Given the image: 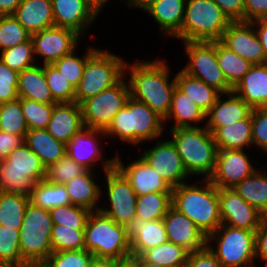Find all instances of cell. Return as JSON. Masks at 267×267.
<instances>
[{"label": "cell", "instance_id": "30", "mask_svg": "<svg viewBox=\"0 0 267 267\" xmlns=\"http://www.w3.org/2000/svg\"><path fill=\"white\" fill-rule=\"evenodd\" d=\"M170 119H174L175 122L170 129L199 127L196 123L206 121V113L188 95L175 87L170 110L163 121L167 122Z\"/></svg>", "mask_w": 267, "mask_h": 267}, {"label": "cell", "instance_id": "21", "mask_svg": "<svg viewBox=\"0 0 267 267\" xmlns=\"http://www.w3.org/2000/svg\"><path fill=\"white\" fill-rule=\"evenodd\" d=\"M116 153L115 167L126 177L137 196L152 192H172V187L149 164L139 156L127 166Z\"/></svg>", "mask_w": 267, "mask_h": 267}, {"label": "cell", "instance_id": "3", "mask_svg": "<svg viewBox=\"0 0 267 267\" xmlns=\"http://www.w3.org/2000/svg\"><path fill=\"white\" fill-rule=\"evenodd\" d=\"M163 119L147 104L129 97L126 105L114 116L105 130L107 137H116L121 141L138 145L154 141L162 136Z\"/></svg>", "mask_w": 267, "mask_h": 267}, {"label": "cell", "instance_id": "36", "mask_svg": "<svg viewBox=\"0 0 267 267\" xmlns=\"http://www.w3.org/2000/svg\"><path fill=\"white\" fill-rule=\"evenodd\" d=\"M216 57L227 83L234 88L253 64L216 41Z\"/></svg>", "mask_w": 267, "mask_h": 267}, {"label": "cell", "instance_id": "63", "mask_svg": "<svg viewBox=\"0 0 267 267\" xmlns=\"http://www.w3.org/2000/svg\"><path fill=\"white\" fill-rule=\"evenodd\" d=\"M134 264L135 267H165L158 264H153L146 261L142 256H131L129 258Z\"/></svg>", "mask_w": 267, "mask_h": 267}, {"label": "cell", "instance_id": "64", "mask_svg": "<svg viewBox=\"0 0 267 267\" xmlns=\"http://www.w3.org/2000/svg\"><path fill=\"white\" fill-rule=\"evenodd\" d=\"M22 267H51V265L47 261H31L24 263Z\"/></svg>", "mask_w": 267, "mask_h": 267}, {"label": "cell", "instance_id": "9", "mask_svg": "<svg viewBox=\"0 0 267 267\" xmlns=\"http://www.w3.org/2000/svg\"><path fill=\"white\" fill-rule=\"evenodd\" d=\"M255 233L221 224L207 236V247L224 267H256ZM214 240L216 248L210 243Z\"/></svg>", "mask_w": 267, "mask_h": 267}, {"label": "cell", "instance_id": "49", "mask_svg": "<svg viewBox=\"0 0 267 267\" xmlns=\"http://www.w3.org/2000/svg\"><path fill=\"white\" fill-rule=\"evenodd\" d=\"M19 230L0 225V262L23 265L20 252Z\"/></svg>", "mask_w": 267, "mask_h": 267}, {"label": "cell", "instance_id": "28", "mask_svg": "<svg viewBox=\"0 0 267 267\" xmlns=\"http://www.w3.org/2000/svg\"><path fill=\"white\" fill-rule=\"evenodd\" d=\"M37 64L24 69L18 75V98L34 100L40 103H57L51 94L44 75V65Z\"/></svg>", "mask_w": 267, "mask_h": 267}, {"label": "cell", "instance_id": "52", "mask_svg": "<svg viewBox=\"0 0 267 267\" xmlns=\"http://www.w3.org/2000/svg\"><path fill=\"white\" fill-rule=\"evenodd\" d=\"M18 75L17 71L9 68L0 59V103L18 99Z\"/></svg>", "mask_w": 267, "mask_h": 267}, {"label": "cell", "instance_id": "51", "mask_svg": "<svg viewBox=\"0 0 267 267\" xmlns=\"http://www.w3.org/2000/svg\"><path fill=\"white\" fill-rule=\"evenodd\" d=\"M94 256L85 249L52 252L47 258L51 267H88Z\"/></svg>", "mask_w": 267, "mask_h": 267}, {"label": "cell", "instance_id": "39", "mask_svg": "<svg viewBox=\"0 0 267 267\" xmlns=\"http://www.w3.org/2000/svg\"><path fill=\"white\" fill-rule=\"evenodd\" d=\"M171 204L172 192H152L137 196L136 216L146 222L163 219Z\"/></svg>", "mask_w": 267, "mask_h": 267}, {"label": "cell", "instance_id": "40", "mask_svg": "<svg viewBox=\"0 0 267 267\" xmlns=\"http://www.w3.org/2000/svg\"><path fill=\"white\" fill-rule=\"evenodd\" d=\"M189 252L172 242L148 249L141 256L148 262L165 267H185Z\"/></svg>", "mask_w": 267, "mask_h": 267}, {"label": "cell", "instance_id": "37", "mask_svg": "<svg viewBox=\"0 0 267 267\" xmlns=\"http://www.w3.org/2000/svg\"><path fill=\"white\" fill-rule=\"evenodd\" d=\"M30 202L46 210L71 204L64 184L50 183L45 179L34 184L30 195Z\"/></svg>", "mask_w": 267, "mask_h": 267}, {"label": "cell", "instance_id": "42", "mask_svg": "<svg viewBox=\"0 0 267 267\" xmlns=\"http://www.w3.org/2000/svg\"><path fill=\"white\" fill-rule=\"evenodd\" d=\"M28 130L21 107V98L0 103V131L14 135H26Z\"/></svg>", "mask_w": 267, "mask_h": 267}, {"label": "cell", "instance_id": "31", "mask_svg": "<svg viewBox=\"0 0 267 267\" xmlns=\"http://www.w3.org/2000/svg\"><path fill=\"white\" fill-rule=\"evenodd\" d=\"M94 171L88 170L83 175L64 184L71 204L84 207L89 211L99 210L98 201L103 196L101 187L94 181Z\"/></svg>", "mask_w": 267, "mask_h": 267}, {"label": "cell", "instance_id": "67", "mask_svg": "<svg viewBox=\"0 0 267 267\" xmlns=\"http://www.w3.org/2000/svg\"><path fill=\"white\" fill-rule=\"evenodd\" d=\"M0 267H22V265H16L12 263H1L0 262Z\"/></svg>", "mask_w": 267, "mask_h": 267}, {"label": "cell", "instance_id": "62", "mask_svg": "<svg viewBox=\"0 0 267 267\" xmlns=\"http://www.w3.org/2000/svg\"><path fill=\"white\" fill-rule=\"evenodd\" d=\"M128 4V7H137L141 10L146 11L151 7L157 0H124Z\"/></svg>", "mask_w": 267, "mask_h": 267}, {"label": "cell", "instance_id": "5", "mask_svg": "<svg viewBox=\"0 0 267 267\" xmlns=\"http://www.w3.org/2000/svg\"><path fill=\"white\" fill-rule=\"evenodd\" d=\"M84 239L85 250L96 258L124 261L132 256L127 226L116 223L100 210L91 211Z\"/></svg>", "mask_w": 267, "mask_h": 267}, {"label": "cell", "instance_id": "53", "mask_svg": "<svg viewBox=\"0 0 267 267\" xmlns=\"http://www.w3.org/2000/svg\"><path fill=\"white\" fill-rule=\"evenodd\" d=\"M251 123L253 145L267 153V108H253Z\"/></svg>", "mask_w": 267, "mask_h": 267}, {"label": "cell", "instance_id": "46", "mask_svg": "<svg viewBox=\"0 0 267 267\" xmlns=\"http://www.w3.org/2000/svg\"><path fill=\"white\" fill-rule=\"evenodd\" d=\"M88 171L87 168L72 160L67 154L46 169L45 180L50 183L65 184Z\"/></svg>", "mask_w": 267, "mask_h": 267}, {"label": "cell", "instance_id": "33", "mask_svg": "<svg viewBox=\"0 0 267 267\" xmlns=\"http://www.w3.org/2000/svg\"><path fill=\"white\" fill-rule=\"evenodd\" d=\"M251 115L247 119L236 121L218 128L214 141L218 150H243L253 145Z\"/></svg>", "mask_w": 267, "mask_h": 267}, {"label": "cell", "instance_id": "15", "mask_svg": "<svg viewBox=\"0 0 267 267\" xmlns=\"http://www.w3.org/2000/svg\"><path fill=\"white\" fill-rule=\"evenodd\" d=\"M100 135H102L101 138L106 137L105 131L83 127L66 144V154L88 170H94L95 165H97L95 162L98 160H101L104 172L113 169L115 167V156L108 160L102 158L103 154L98 146L101 141H99V138L97 139Z\"/></svg>", "mask_w": 267, "mask_h": 267}, {"label": "cell", "instance_id": "26", "mask_svg": "<svg viewBox=\"0 0 267 267\" xmlns=\"http://www.w3.org/2000/svg\"><path fill=\"white\" fill-rule=\"evenodd\" d=\"M232 91L252 108H267V63L254 64Z\"/></svg>", "mask_w": 267, "mask_h": 267}, {"label": "cell", "instance_id": "24", "mask_svg": "<svg viewBox=\"0 0 267 267\" xmlns=\"http://www.w3.org/2000/svg\"><path fill=\"white\" fill-rule=\"evenodd\" d=\"M127 235L133 256H141L148 249L168 242L163 219L146 222L135 216L127 225Z\"/></svg>", "mask_w": 267, "mask_h": 267}, {"label": "cell", "instance_id": "14", "mask_svg": "<svg viewBox=\"0 0 267 267\" xmlns=\"http://www.w3.org/2000/svg\"><path fill=\"white\" fill-rule=\"evenodd\" d=\"M156 142L154 147L143 151L140 156L173 188L187 183V173L174 143L170 140Z\"/></svg>", "mask_w": 267, "mask_h": 267}, {"label": "cell", "instance_id": "66", "mask_svg": "<svg viewBox=\"0 0 267 267\" xmlns=\"http://www.w3.org/2000/svg\"><path fill=\"white\" fill-rule=\"evenodd\" d=\"M116 267H135V264L130 260H124V261H120Z\"/></svg>", "mask_w": 267, "mask_h": 267}, {"label": "cell", "instance_id": "19", "mask_svg": "<svg viewBox=\"0 0 267 267\" xmlns=\"http://www.w3.org/2000/svg\"><path fill=\"white\" fill-rule=\"evenodd\" d=\"M219 41L253 65L267 63L252 22H231Z\"/></svg>", "mask_w": 267, "mask_h": 267}, {"label": "cell", "instance_id": "56", "mask_svg": "<svg viewBox=\"0 0 267 267\" xmlns=\"http://www.w3.org/2000/svg\"><path fill=\"white\" fill-rule=\"evenodd\" d=\"M267 18V0H245L244 21Z\"/></svg>", "mask_w": 267, "mask_h": 267}, {"label": "cell", "instance_id": "34", "mask_svg": "<svg viewBox=\"0 0 267 267\" xmlns=\"http://www.w3.org/2000/svg\"><path fill=\"white\" fill-rule=\"evenodd\" d=\"M176 87L188 95L205 113L215 104L221 94L202 80L185 73L182 69L175 75Z\"/></svg>", "mask_w": 267, "mask_h": 267}, {"label": "cell", "instance_id": "59", "mask_svg": "<svg viewBox=\"0 0 267 267\" xmlns=\"http://www.w3.org/2000/svg\"><path fill=\"white\" fill-rule=\"evenodd\" d=\"M267 60V18L252 21Z\"/></svg>", "mask_w": 267, "mask_h": 267}, {"label": "cell", "instance_id": "47", "mask_svg": "<svg viewBox=\"0 0 267 267\" xmlns=\"http://www.w3.org/2000/svg\"><path fill=\"white\" fill-rule=\"evenodd\" d=\"M31 34L18 22L14 15L0 16V50L28 41Z\"/></svg>", "mask_w": 267, "mask_h": 267}, {"label": "cell", "instance_id": "48", "mask_svg": "<svg viewBox=\"0 0 267 267\" xmlns=\"http://www.w3.org/2000/svg\"><path fill=\"white\" fill-rule=\"evenodd\" d=\"M55 104L40 103L21 98V107L28 129H46Z\"/></svg>", "mask_w": 267, "mask_h": 267}, {"label": "cell", "instance_id": "20", "mask_svg": "<svg viewBox=\"0 0 267 267\" xmlns=\"http://www.w3.org/2000/svg\"><path fill=\"white\" fill-rule=\"evenodd\" d=\"M54 25L75 31L81 37L101 13L89 0H51Z\"/></svg>", "mask_w": 267, "mask_h": 267}, {"label": "cell", "instance_id": "43", "mask_svg": "<svg viewBox=\"0 0 267 267\" xmlns=\"http://www.w3.org/2000/svg\"><path fill=\"white\" fill-rule=\"evenodd\" d=\"M1 61L18 73L36 65L32 38L0 53Z\"/></svg>", "mask_w": 267, "mask_h": 267}, {"label": "cell", "instance_id": "23", "mask_svg": "<svg viewBox=\"0 0 267 267\" xmlns=\"http://www.w3.org/2000/svg\"><path fill=\"white\" fill-rule=\"evenodd\" d=\"M223 95L227 99L221 98ZM252 110L253 108L233 91L220 94L215 104L206 113L205 127L213 134L220 127L247 119Z\"/></svg>", "mask_w": 267, "mask_h": 267}, {"label": "cell", "instance_id": "27", "mask_svg": "<svg viewBox=\"0 0 267 267\" xmlns=\"http://www.w3.org/2000/svg\"><path fill=\"white\" fill-rule=\"evenodd\" d=\"M13 15L31 35L55 26L51 0H22Z\"/></svg>", "mask_w": 267, "mask_h": 267}, {"label": "cell", "instance_id": "35", "mask_svg": "<svg viewBox=\"0 0 267 267\" xmlns=\"http://www.w3.org/2000/svg\"><path fill=\"white\" fill-rule=\"evenodd\" d=\"M257 169L252 175L244 178L233 189L250 205L264 216H267V175L266 166ZM264 169V170H263ZM262 171V172H261Z\"/></svg>", "mask_w": 267, "mask_h": 267}, {"label": "cell", "instance_id": "16", "mask_svg": "<svg viewBox=\"0 0 267 267\" xmlns=\"http://www.w3.org/2000/svg\"><path fill=\"white\" fill-rule=\"evenodd\" d=\"M80 35L75 31L53 26L31 35L34 55L43 58L44 64H53L76 50Z\"/></svg>", "mask_w": 267, "mask_h": 267}, {"label": "cell", "instance_id": "29", "mask_svg": "<svg viewBox=\"0 0 267 267\" xmlns=\"http://www.w3.org/2000/svg\"><path fill=\"white\" fill-rule=\"evenodd\" d=\"M187 0H157L146 12L160 27V32L174 38L182 28Z\"/></svg>", "mask_w": 267, "mask_h": 267}, {"label": "cell", "instance_id": "65", "mask_svg": "<svg viewBox=\"0 0 267 267\" xmlns=\"http://www.w3.org/2000/svg\"><path fill=\"white\" fill-rule=\"evenodd\" d=\"M100 12L108 0H89Z\"/></svg>", "mask_w": 267, "mask_h": 267}, {"label": "cell", "instance_id": "6", "mask_svg": "<svg viewBox=\"0 0 267 267\" xmlns=\"http://www.w3.org/2000/svg\"><path fill=\"white\" fill-rule=\"evenodd\" d=\"M230 23L213 0H187L182 28L175 37L181 42L219 41Z\"/></svg>", "mask_w": 267, "mask_h": 267}, {"label": "cell", "instance_id": "10", "mask_svg": "<svg viewBox=\"0 0 267 267\" xmlns=\"http://www.w3.org/2000/svg\"><path fill=\"white\" fill-rule=\"evenodd\" d=\"M53 225L49 210L28 203L19 232L20 252L25 263L46 261L50 256Z\"/></svg>", "mask_w": 267, "mask_h": 267}, {"label": "cell", "instance_id": "57", "mask_svg": "<svg viewBox=\"0 0 267 267\" xmlns=\"http://www.w3.org/2000/svg\"><path fill=\"white\" fill-rule=\"evenodd\" d=\"M255 257L267 262V216L262 218L259 228L255 233ZM266 267H267V263Z\"/></svg>", "mask_w": 267, "mask_h": 267}, {"label": "cell", "instance_id": "13", "mask_svg": "<svg viewBox=\"0 0 267 267\" xmlns=\"http://www.w3.org/2000/svg\"><path fill=\"white\" fill-rule=\"evenodd\" d=\"M110 208H99L116 223L127 226L136 216L137 194L126 177L116 168L104 172Z\"/></svg>", "mask_w": 267, "mask_h": 267}, {"label": "cell", "instance_id": "58", "mask_svg": "<svg viewBox=\"0 0 267 267\" xmlns=\"http://www.w3.org/2000/svg\"><path fill=\"white\" fill-rule=\"evenodd\" d=\"M25 135H14L0 131V159H6L8 154L24 143Z\"/></svg>", "mask_w": 267, "mask_h": 267}, {"label": "cell", "instance_id": "60", "mask_svg": "<svg viewBox=\"0 0 267 267\" xmlns=\"http://www.w3.org/2000/svg\"><path fill=\"white\" fill-rule=\"evenodd\" d=\"M22 0H0V16L13 15Z\"/></svg>", "mask_w": 267, "mask_h": 267}, {"label": "cell", "instance_id": "54", "mask_svg": "<svg viewBox=\"0 0 267 267\" xmlns=\"http://www.w3.org/2000/svg\"><path fill=\"white\" fill-rule=\"evenodd\" d=\"M185 267H224L206 246L188 254Z\"/></svg>", "mask_w": 267, "mask_h": 267}, {"label": "cell", "instance_id": "18", "mask_svg": "<svg viewBox=\"0 0 267 267\" xmlns=\"http://www.w3.org/2000/svg\"><path fill=\"white\" fill-rule=\"evenodd\" d=\"M256 170L245 150H218L209 180L219 189H231Z\"/></svg>", "mask_w": 267, "mask_h": 267}, {"label": "cell", "instance_id": "12", "mask_svg": "<svg viewBox=\"0 0 267 267\" xmlns=\"http://www.w3.org/2000/svg\"><path fill=\"white\" fill-rule=\"evenodd\" d=\"M188 63L182 70L215 88L221 94L233 88L227 83L216 57V41L183 42Z\"/></svg>", "mask_w": 267, "mask_h": 267}, {"label": "cell", "instance_id": "50", "mask_svg": "<svg viewBox=\"0 0 267 267\" xmlns=\"http://www.w3.org/2000/svg\"><path fill=\"white\" fill-rule=\"evenodd\" d=\"M51 219L56 225L66 227H85L91 213L88 209L68 204L49 210Z\"/></svg>", "mask_w": 267, "mask_h": 267}, {"label": "cell", "instance_id": "22", "mask_svg": "<svg viewBox=\"0 0 267 267\" xmlns=\"http://www.w3.org/2000/svg\"><path fill=\"white\" fill-rule=\"evenodd\" d=\"M168 241L183 247L189 253L207 246V237L185 214L172 206L163 218Z\"/></svg>", "mask_w": 267, "mask_h": 267}, {"label": "cell", "instance_id": "55", "mask_svg": "<svg viewBox=\"0 0 267 267\" xmlns=\"http://www.w3.org/2000/svg\"><path fill=\"white\" fill-rule=\"evenodd\" d=\"M231 22L244 21L245 0H213Z\"/></svg>", "mask_w": 267, "mask_h": 267}, {"label": "cell", "instance_id": "4", "mask_svg": "<svg viewBox=\"0 0 267 267\" xmlns=\"http://www.w3.org/2000/svg\"><path fill=\"white\" fill-rule=\"evenodd\" d=\"M201 127L175 128L169 132L187 173L209 179L215 169L218 149L213 134L205 126Z\"/></svg>", "mask_w": 267, "mask_h": 267}, {"label": "cell", "instance_id": "7", "mask_svg": "<svg viewBox=\"0 0 267 267\" xmlns=\"http://www.w3.org/2000/svg\"><path fill=\"white\" fill-rule=\"evenodd\" d=\"M46 168L25 143L11 151L0 165V192L30 196L34 184L43 181Z\"/></svg>", "mask_w": 267, "mask_h": 267}, {"label": "cell", "instance_id": "61", "mask_svg": "<svg viewBox=\"0 0 267 267\" xmlns=\"http://www.w3.org/2000/svg\"><path fill=\"white\" fill-rule=\"evenodd\" d=\"M120 261L114 259L96 258L93 257L88 267H116Z\"/></svg>", "mask_w": 267, "mask_h": 267}, {"label": "cell", "instance_id": "11", "mask_svg": "<svg viewBox=\"0 0 267 267\" xmlns=\"http://www.w3.org/2000/svg\"><path fill=\"white\" fill-rule=\"evenodd\" d=\"M125 76L112 87L80 103L85 127L106 130L130 97Z\"/></svg>", "mask_w": 267, "mask_h": 267}, {"label": "cell", "instance_id": "8", "mask_svg": "<svg viewBox=\"0 0 267 267\" xmlns=\"http://www.w3.org/2000/svg\"><path fill=\"white\" fill-rule=\"evenodd\" d=\"M125 64L121 56L97 49L86 61L75 88V102L80 104L118 83L124 77Z\"/></svg>", "mask_w": 267, "mask_h": 267}, {"label": "cell", "instance_id": "38", "mask_svg": "<svg viewBox=\"0 0 267 267\" xmlns=\"http://www.w3.org/2000/svg\"><path fill=\"white\" fill-rule=\"evenodd\" d=\"M29 202L30 196L0 192V225L20 231Z\"/></svg>", "mask_w": 267, "mask_h": 267}, {"label": "cell", "instance_id": "45", "mask_svg": "<svg viewBox=\"0 0 267 267\" xmlns=\"http://www.w3.org/2000/svg\"><path fill=\"white\" fill-rule=\"evenodd\" d=\"M98 48L89 47L86 54L82 57L75 54L74 50L71 54L61 57L55 61L53 65L63 74V76L76 88L82 79L84 68L87 59L97 50ZM76 55V56H75Z\"/></svg>", "mask_w": 267, "mask_h": 267}, {"label": "cell", "instance_id": "25", "mask_svg": "<svg viewBox=\"0 0 267 267\" xmlns=\"http://www.w3.org/2000/svg\"><path fill=\"white\" fill-rule=\"evenodd\" d=\"M84 126L80 104L56 103L47 126V131L59 141L67 144L71 137Z\"/></svg>", "mask_w": 267, "mask_h": 267}, {"label": "cell", "instance_id": "41", "mask_svg": "<svg viewBox=\"0 0 267 267\" xmlns=\"http://www.w3.org/2000/svg\"><path fill=\"white\" fill-rule=\"evenodd\" d=\"M84 229L54 224L51 233L52 252L85 249Z\"/></svg>", "mask_w": 267, "mask_h": 267}, {"label": "cell", "instance_id": "44", "mask_svg": "<svg viewBox=\"0 0 267 267\" xmlns=\"http://www.w3.org/2000/svg\"><path fill=\"white\" fill-rule=\"evenodd\" d=\"M44 75L57 103L75 102V88L53 64H44Z\"/></svg>", "mask_w": 267, "mask_h": 267}, {"label": "cell", "instance_id": "32", "mask_svg": "<svg viewBox=\"0 0 267 267\" xmlns=\"http://www.w3.org/2000/svg\"><path fill=\"white\" fill-rule=\"evenodd\" d=\"M24 143L36 153L46 169L66 154V144L56 140L47 129L28 130Z\"/></svg>", "mask_w": 267, "mask_h": 267}, {"label": "cell", "instance_id": "2", "mask_svg": "<svg viewBox=\"0 0 267 267\" xmlns=\"http://www.w3.org/2000/svg\"><path fill=\"white\" fill-rule=\"evenodd\" d=\"M201 181L202 185H189L187 182L173 187L171 206L185 214L207 237L215 232L222 222L218 187L209 179Z\"/></svg>", "mask_w": 267, "mask_h": 267}, {"label": "cell", "instance_id": "17", "mask_svg": "<svg viewBox=\"0 0 267 267\" xmlns=\"http://www.w3.org/2000/svg\"><path fill=\"white\" fill-rule=\"evenodd\" d=\"M218 199L222 224L257 231L264 215L246 202L233 188H218Z\"/></svg>", "mask_w": 267, "mask_h": 267}, {"label": "cell", "instance_id": "1", "mask_svg": "<svg viewBox=\"0 0 267 267\" xmlns=\"http://www.w3.org/2000/svg\"><path fill=\"white\" fill-rule=\"evenodd\" d=\"M124 75H129L130 96L147 104L163 120L170 110L176 87L175 76L170 81V69L165 60L137 61L125 64Z\"/></svg>", "mask_w": 267, "mask_h": 267}]
</instances>
